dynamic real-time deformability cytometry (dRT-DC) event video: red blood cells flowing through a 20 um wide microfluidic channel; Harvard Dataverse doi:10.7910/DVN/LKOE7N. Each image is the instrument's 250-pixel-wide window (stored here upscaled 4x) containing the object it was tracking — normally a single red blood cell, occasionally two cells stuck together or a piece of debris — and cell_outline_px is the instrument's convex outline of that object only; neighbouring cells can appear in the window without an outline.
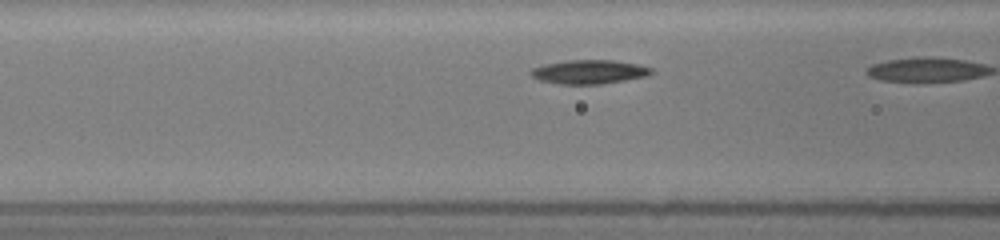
{"species": "common noctule bat (a hibernating species)", "species_latin": "Nyctalus noctula", "temperature_condition": "room temperature", "stored_images_in_passage": 6, "camera_frame_rate_fps": 3000, "um_per_image_px": 0.085, "animal": {"sex": "female", "body_mass_g": 19.5, "forearm_length_mm": 54.1}, "frame": {"image": 1, "passage_image": 5, "time_ms": 1.333, "image_size_px": [1000, 240], "cell_outline_px": [[656, 72], [648, 76], [600, 84], [560, 84], [540, 80], [532, 76], [528, 72], [532, 68], [544, 64], [568, 60], [616, 60], [636, 64], [652, 68]], "centroid_in_image_um": [50.09, 6.1], "position_along_channel_um": 116.5, "area_um2": 16.88}}